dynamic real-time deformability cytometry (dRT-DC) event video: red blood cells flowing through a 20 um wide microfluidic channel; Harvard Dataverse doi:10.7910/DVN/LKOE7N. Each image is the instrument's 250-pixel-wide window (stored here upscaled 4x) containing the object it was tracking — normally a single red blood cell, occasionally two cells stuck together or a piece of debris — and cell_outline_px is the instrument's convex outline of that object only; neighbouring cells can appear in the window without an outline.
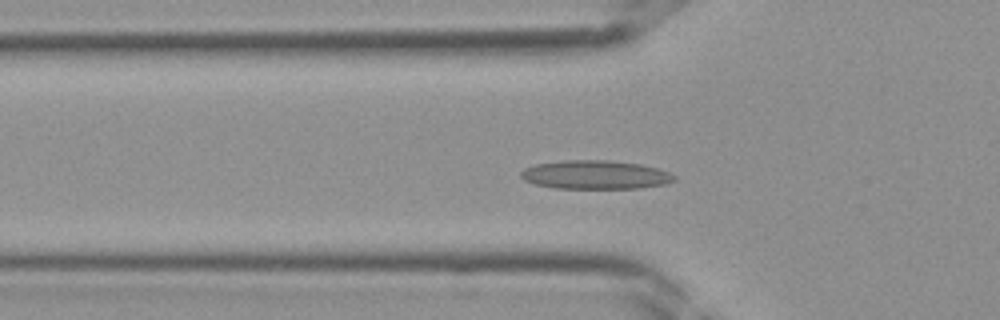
{"species": "Egyptian fruit bat (a non-hibernating species)", "species_latin": "Rousettus aegyptiacus", "temperature_condition": "room temperature", "stored_images_in_passage": 31, "camera_frame_rate_fps": 3000, "um_per_image_px": 0.085, "frame": {"image": 1, "passage_image": 5, "time_ms": 1.333, "image_size_px": [1000, 320], "cell_outline_px": [[676, 180], [664, 184], [640, 188], [556, 188], [536, 184], [524, 180], [520, 176], [520, 172], [524, 168], [536, 164], [564, 160], [608, 160], [640, 164], [660, 168], [676, 176]], "centroid_in_image_um": [50.62, 14.85], "position_along_channel_um": 75.2, "area_um2": 25.66}}
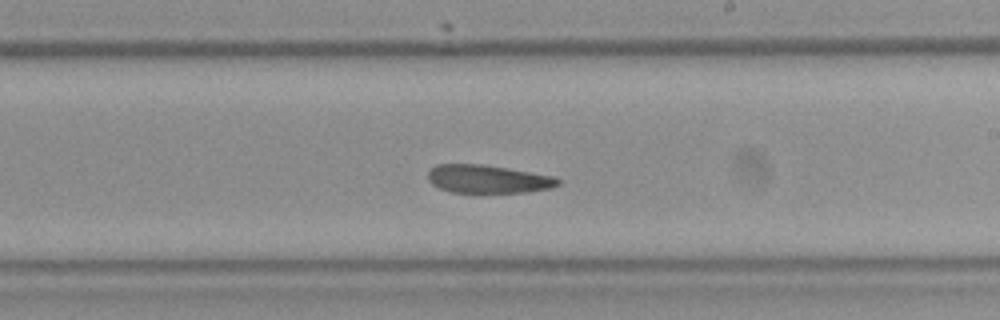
{"frame": {"image": 2, "passage_image": 15, "time_ms": 4.667, "image_size_px": [1000, 320], "cell_outline_px": [[560, 184], [552, 188], [528, 192], [452, 192], [440, 188], [432, 184], [428, 180], [428, 172], [436, 164], [480, 164], [556, 176], [560, 180]], "centroid_in_image_um": [41.5, 15.22], "position_along_channel_um": 247.5, "area_um2": 21.27}}
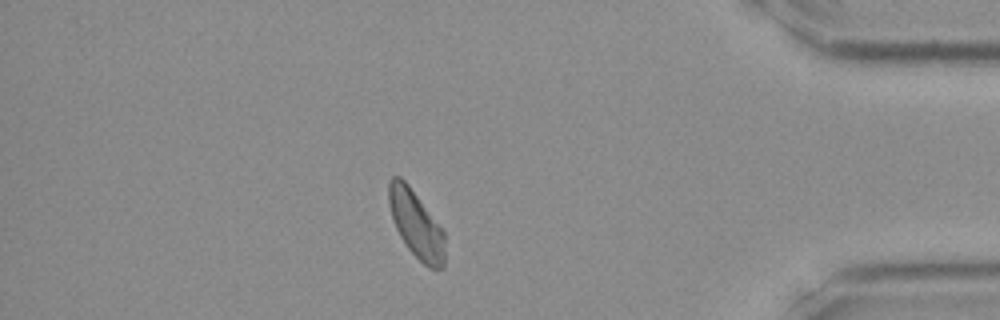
{"frame": {"image": 3, "passage_image": 26, "time_ms": 8.333, "image_size_px": [1000, 320], "cell_outline_px": [[444, 268], [428, 268], [408, 248], [400, 236], [396, 228], [388, 204], [388, 180], [392, 176], [400, 176], [408, 184], [444, 232]], "centroid_in_image_um": [35.34, 19.04], "position_along_channel_um": 399.9, "area_um2": 21.62}}